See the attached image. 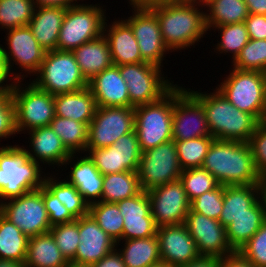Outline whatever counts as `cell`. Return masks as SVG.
<instances>
[{
    "label": "cell",
    "mask_w": 266,
    "mask_h": 267,
    "mask_svg": "<svg viewBox=\"0 0 266 267\" xmlns=\"http://www.w3.org/2000/svg\"><path fill=\"white\" fill-rule=\"evenodd\" d=\"M219 185H265L248 142L214 140L201 166Z\"/></svg>",
    "instance_id": "6da1fadb"
},
{
    "label": "cell",
    "mask_w": 266,
    "mask_h": 267,
    "mask_svg": "<svg viewBox=\"0 0 266 267\" xmlns=\"http://www.w3.org/2000/svg\"><path fill=\"white\" fill-rule=\"evenodd\" d=\"M202 5L200 0L175 1L150 8L156 14L163 41L170 52L190 48L207 34L206 12L199 9Z\"/></svg>",
    "instance_id": "7a4b0ae2"
},
{
    "label": "cell",
    "mask_w": 266,
    "mask_h": 267,
    "mask_svg": "<svg viewBox=\"0 0 266 267\" xmlns=\"http://www.w3.org/2000/svg\"><path fill=\"white\" fill-rule=\"evenodd\" d=\"M188 91L202 104L210 135L215 140L248 142L260 122L233 106L217 89L213 93Z\"/></svg>",
    "instance_id": "3957f363"
},
{
    "label": "cell",
    "mask_w": 266,
    "mask_h": 267,
    "mask_svg": "<svg viewBox=\"0 0 266 267\" xmlns=\"http://www.w3.org/2000/svg\"><path fill=\"white\" fill-rule=\"evenodd\" d=\"M41 166L28 158L19 145L0 148V203L39 189L44 185ZM44 177V178H42Z\"/></svg>",
    "instance_id": "277c9868"
},
{
    "label": "cell",
    "mask_w": 266,
    "mask_h": 267,
    "mask_svg": "<svg viewBox=\"0 0 266 267\" xmlns=\"http://www.w3.org/2000/svg\"><path fill=\"white\" fill-rule=\"evenodd\" d=\"M216 89L240 111L266 122V73L233 68Z\"/></svg>",
    "instance_id": "5b68a950"
},
{
    "label": "cell",
    "mask_w": 266,
    "mask_h": 267,
    "mask_svg": "<svg viewBox=\"0 0 266 267\" xmlns=\"http://www.w3.org/2000/svg\"><path fill=\"white\" fill-rule=\"evenodd\" d=\"M22 78L24 79V74L13 75V78H10L13 80L10 94L15 106L17 134L24 130L28 132L49 126L55 117L54 95L38 89L32 82L21 88Z\"/></svg>",
    "instance_id": "8992f818"
},
{
    "label": "cell",
    "mask_w": 266,
    "mask_h": 267,
    "mask_svg": "<svg viewBox=\"0 0 266 267\" xmlns=\"http://www.w3.org/2000/svg\"><path fill=\"white\" fill-rule=\"evenodd\" d=\"M36 74L32 83L54 96L88 87L74 54L69 51H46Z\"/></svg>",
    "instance_id": "52a82bcc"
},
{
    "label": "cell",
    "mask_w": 266,
    "mask_h": 267,
    "mask_svg": "<svg viewBox=\"0 0 266 267\" xmlns=\"http://www.w3.org/2000/svg\"><path fill=\"white\" fill-rule=\"evenodd\" d=\"M134 113L142 152L172 140L173 88L156 102L134 107Z\"/></svg>",
    "instance_id": "ba28073f"
},
{
    "label": "cell",
    "mask_w": 266,
    "mask_h": 267,
    "mask_svg": "<svg viewBox=\"0 0 266 267\" xmlns=\"http://www.w3.org/2000/svg\"><path fill=\"white\" fill-rule=\"evenodd\" d=\"M67 8L59 32L58 51L72 52L80 45L92 41L103 34L106 20L102 6L79 4Z\"/></svg>",
    "instance_id": "9c48e42d"
},
{
    "label": "cell",
    "mask_w": 266,
    "mask_h": 267,
    "mask_svg": "<svg viewBox=\"0 0 266 267\" xmlns=\"http://www.w3.org/2000/svg\"><path fill=\"white\" fill-rule=\"evenodd\" d=\"M161 69L147 62L119 66L127 85L130 107L156 102L175 86L165 79Z\"/></svg>",
    "instance_id": "30bf717a"
},
{
    "label": "cell",
    "mask_w": 266,
    "mask_h": 267,
    "mask_svg": "<svg viewBox=\"0 0 266 267\" xmlns=\"http://www.w3.org/2000/svg\"><path fill=\"white\" fill-rule=\"evenodd\" d=\"M0 213L28 237L48 233L52 227L43 202L42 186L0 203Z\"/></svg>",
    "instance_id": "8fae6325"
},
{
    "label": "cell",
    "mask_w": 266,
    "mask_h": 267,
    "mask_svg": "<svg viewBox=\"0 0 266 267\" xmlns=\"http://www.w3.org/2000/svg\"><path fill=\"white\" fill-rule=\"evenodd\" d=\"M181 173L177 147L173 140L142 152L137 170L142 190L148 191L177 181Z\"/></svg>",
    "instance_id": "7c38bea8"
},
{
    "label": "cell",
    "mask_w": 266,
    "mask_h": 267,
    "mask_svg": "<svg viewBox=\"0 0 266 267\" xmlns=\"http://www.w3.org/2000/svg\"><path fill=\"white\" fill-rule=\"evenodd\" d=\"M135 128L134 107H97L88 125L86 149L112 146L122 135Z\"/></svg>",
    "instance_id": "4fadbf2b"
},
{
    "label": "cell",
    "mask_w": 266,
    "mask_h": 267,
    "mask_svg": "<svg viewBox=\"0 0 266 267\" xmlns=\"http://www.w3.org/2000/svg\"><path fill=\"white\" fill-rule=\"evenodd\" d=\"M211 136L202 104L186 88L173 87L172 140Z\"/></svg>",
    "instance_id": "5bb4252c"
},
{
    "label": "cell",
    "mask_w": 266,
    "mask_h": 267,
    "mask_svg": "<svg viewBox=\"0 0 266 267\" xmlns=\"http://www.w3.org/2000/svg\"><path fill=\"white\" fill-rule=\"evenodd\" d=\"M89 158L102 175L125 171L137 172L142 155L135 130L122 135L109 147L86 149Z\"/></svg>",
    "instance_id": "9a60e30c"
},
{
    "label": "cell",
    "mask_w": 266,
    "mask_h": 267,
    "mask_svg": "<svg viewBox=\"0 0 266 267\" xmlns=\"http://www.w3.org/2000/svg\"><path fill=\"white\" fill-rule=\"evenodd\" d=\"M7 32L8 50L2 46L1 51L8 76L11 74L12 77L11 69H13L14 62L25 73L36 75L44 60L46 50L35 39L28 25L7 30Z\"/></svg>",
    "instance_id": "2e32d148"
},
{
    "label": "cell",
    "mask_w": 266,
    "mask_h": 267,
    "mask_svg": "<svg viewBox=\"0 0 266 267\" xmlns=\"http://www.w3.org/2000/svg\"><path fill=\"white\" fill-rule=\"evenodd\" d=\"M151 215L157 227L185 222L190 201L180 180L157 186L147 191Z\"/></svg>",
    "instance_id": "e0dca14e"
},
{
    "label": "cell",
    "mask_w": 266,
    "mask_h": 267,
    "mask_svg": "<svg viewBox=\"0 0 266 267\" xmlns=\"http://www.w3.org/2000/svg\"><path fill=\"white\" fill-rule=\"evenodd\" d=\"M133 15L124 20L132 29L138 42L142 59L163 67L164 55L169 49L165 45L156 14L149 8H133Z\"/></svg>",
    "instance_id": "ac0fdd59"
},
{
    "label": "cell",
    "mask_w": 266,
    "mask_h": 267,
    "mask_svg": "<svg viewBox=\"0 0 266 267\" xmlns=\"http://www.w3.org/2000/svg\"><path fill=\"white\" fill-rule=\"evenodd\" d=\"M184 224L194 239L200 256L222 259L235 253L228 242L226 229L219 220L197 212H188Z\"/></svg>",
    "instance_id": "d6986e66"
},
{
    "label": "cell",
    "mask_w": 266,
    "mask_h": 267,
    "mask_svg": "<svg viewBox=\"0 0 266 267\" xmlns=\"http://www.w3.org/2000/svg\"><path fill=\"white\" fill-rule=\"evenodd\" d=\"M161 261L179 267L200 257L196 243L185 224L157 227Z\"/></svg>",
    "instance_id": "ffe728a7"
},
{
    "label": "cell",
    "mask_w": 266,
    "mask_h": 267,
    "mask_svg": "<svg viewBox=\"0 0 266 267\" xmlns=\"http://www.w3.org/2000/svg\"><path fill=\"white\" fill-rule=\"evenodd\" d=\"M123 215L122 240L156 236L157 226L151 215L147 191L116 202Z\"/></svg>",
    "instance_id": "44dd1931"
},
{
    "label": "cell",
    "mask_w": 266,
    "mask_h": 267,
    "mask_svg": "<svg viewBox=\"0 0 266 267\" xmlns=\"http://www.w3.org/2000/svg\"><path fill=\"white\" fill-rule=\"evenodd\" d=\"M79 240L77 252L71 263L92 266L116 248V242L90 214L79 218Z\"/></svg>",
    "instance_id": "7402d4cb"
},
{
    "label": "cell",
    "mask_w": 266,
    "mask_h": 267,
    "mask_svg": "<svg viewBox=\"0 0 266 267\" xmlns=\"http://www.w3.org/2000/svg\"><path fill=\"white\" fill-rule=\"evenodd\" d=\"M30 143L29 150H27L23 145L28 158H31L36 163L48 165H58L65 166L71 163L73 157L76 158L74 154H71L67 148L62 143L61 139L57 134L51 129L50 126H44L41 128H36L28 132Z\"/></svg>",
    "instance_id": "603a6c76"
},
{
    "label": "cell",
    "mask_w": 266,
    "mask_h": 267,
    "mask_svg": "<svg viewBox=\"0 0 266 267\" xmlns=\"http://www.w3.org/2000/svg\"><path fill=\"white\" fill-rule=\"evenodd\" d=\"M97 107H130L127 85L119 66L112 65L88 81Z\"/></svg>",
    "instance_id": "cb8c5ba5"
},
{
    "label": "cell",
    "mask_w": 266,
    "mask_h": 267,
    "mask_svg": "<svg viewBox=\"0 0 266 267\" xmlns=\"http://www.w3.org/2000/svg\"><path fill=\"white\" fill-rule=\"evenodd\" d=\"M111 24L104 23L103 35L107 38L113 65L145 62L131 27L124 20H115Z\"/></svg>",
    "instance_id": "d4e9b609"
},
{
    "label": "cell",
    "mask_w": 266,
    "mask_h": 267,
    "mask_svg": "<svg viewBox=\"0 0 266 267\" xmlns=\"http://www.w3.org/2000/svg\"><path fill=\"white\" fill-rule=\"evenodd\" d=\"M266 221V192L250 207L225 227L228 242L237 252Z\"/></svg>",
    "instance_id": "484cf974"
},
{
    "label": "cell",
    "mask_w": 266,
    "mask_h": 267,
    "mask_svg": "<svg viewBox=\"0 0 266 267\" xmlns=\"http://www.w3.org/2000/svg\"><path fill=\"white\" fill-rule=\"evenodd\" d=\"M67 8L35 6L33 16L28 24L33 36L46 50H56L59 32Z\"/></svg>",
    "instance_id": "4316f807"
},
{
    "label": "cell",
    "mask_w": 266,
    "mask_h": 267,
    "mask_svg": "<svg viewBox=\"0 0 266 267\" xmlns=\"http://www.w3.org/2000/svg\"><path fill=\"white\" fill-rule=\"evenodd\" d=\"M54 108L55 116L70 118L88 126L95 115L97 104L91 90L85 87L78 91L55 95Z\"/></svg>",
    "instance_id": "83f0119b"
},
{
    "label": "cell",
    "mask_w": 266,
    "mask_h": 267,
    "mask_svg": "<svg viewBox=\"0 0 266 267\" xmlns=\"http://www.w3.org/2000/svg\"><path fill=\"white\" fill-rule=\"evenodd\" d=\"M266 185H228L224 186L223 209L220 223L226 227L240 214L247 213L264 193Z\"/></svg>",
    "instance_id": "f1b7e54d"
},
{
    "label": "cell",
    "mask_w": 266,
    "mask_h": 267,
    "mask_svg": "<svg viewBox=\"0 0 266 267\" xmlns=\"http://www.w3.org/2000/svg\"><path fill=\"white\" fill-rule=\"evenodd\" d=\"M87 81L113 65L107 38L100 37L86 42L72 51Z\"/></svg>",
    "instance_id": "f546056e"
},
{
    "label": "cell",
    "mask_w": 266,
    "mask_h": 267,
    "mask_svg": "<svg viewBox=\"0 0 266 267\" xmlns=\"http://www.w3.org/2000/svg\"><path fill=\"white\" fill-rule=\"evenodd\" d=\"M77 162L71 167V173L67 182L74 185L78 192L83 196L84 200L89 204L101 201L103 175L95 167L93 161L86 154L78 158ZM98 198V199H97Z\"/></svg>",
    "instance_id": "4dcf8cb0"
},
{
    "label": "cell",
    "mask_w": 266,
    "mask_h": 267,
    "mask_svg": "<svg viewBox=\"0 0 266 267\" xmlns=\"http://www.w3.org/2000/svg\"><path fill=\"white\" fill-rule=\"evenodd\" d=\"M68 263L50 232L29 237L25 267H66Z\"/></svg>",
    "instance_id": "1f68e13d"
},
{
    "label": "cell",
    "mask_w": 266,
    "mask_h": 267,
    "mask_svg": "<svg viewBox=\"0 0 266 267\" xmlns=\"http://www.w3.org/2000/svg\"><path fill=\"white\" fill-rule=\"evenodd\" d=\"M206 28L209 31L214 27L233 23H243L249 15L244 0H206Z\"/></svg>",
    "instance_id": "d6a6232c"
},
{
    "label": "cell",
    "mask_w": 266,
    "mask_h": 267,
    "mask_svg": "<svg viewBox=\"0 0 266 267\" xmlns=\"http://www.w3.org/2000/svg\"><path fill=\"white\" fill-rule=\"evenodd\" d=\"M124 241L118 252L126 267H149L161 261L157 236Z\"/></svg>",
    "instance_id": "836d02e7"
},
{
    "label": "cell",
    "mask_w": 266,
    "mask_h": 267,
    "mask_svg": "<svg viewBox=\"0 0 266 267\" xmlns=\"http://www.w3.org/2000/svg\"><path fill=\"white\" fill-rule=\"evenodd\" d=\"M142 191L137 172L125 171L103 175L101 201L116 203Z\"/></svg>",
    "instance_id": "e575fe53"
},
{
    "label": "cell",
    "mask_w": 266,
    "mask_h": 267,
    "mask_svg": "<svg viewBox=\"0 0 266 267\" xmlns=\"http://www.w3.org/2000/svg\"><path fill=\"white\" fill-rule=\"evenodd\" d=\"M29 237L0 213V259L25 262Z\"/></svg>",
    "instance_id": "d590c367"
},
{
    "label": "cell",
    "mask_w": 266,
    "mask_h": 267,
    "mask_svg": "<svg viewBox=\"0 0 266 267\" xmlns=\"http://www.w3.org/2000/svg\"><path fill=\"white\" fill-rule=\"evenodd\" d=\"M49 126L71 154L80 153V151L84 153L86 151L88 126L85 123L55 116Z\"/></svg>",
    "instance_id": "8d00e7d4"
},
{
    "label": "cell",
    "mask_w": 266,
    "mask_h": 267,
    "mask_svg": "<svg viewBox=\"0 0 266 267\" xmlns=\"http://www.w3.org/2000/svg\"><path fill=\"white\" fill-rule=\"evenodd\" d=\"M51 176L45 177L44 185L59 199L70 214L75 219L89 214V204L84 200L77 188L66 180L59 181L57 177L55 178V175L54 178Z\"/></svg>",
    "instance_id": "74e56055"
},
{
    "label": "cell",
    "mask_w": 266,
    "mask_h": 267,
    "mask_svg": "<svg viewBox=\"0 0 266 267\" xmlns=\"http://www.w3.org/2000/svg\"><path fill=\"white\" fill-rule=\"evenodd\" d=\"M89 214L97 224L116 242L122 240L123 215L116 203L96 202L89 205Z\"/></svg>",
    "instance_id": "f35d334b"
},
{
    "label": "cell",
    "mask_w": 266,
    "mask_h": 267,
    "mask_svg": "<svg viewBox=\"0 0 266 267\" xmlns=\"http://www.w3.org/2000/svg\"><path fill=\"white\" fill-rule=\"evenodd\" d=\"M35 4L33 0H0L1 29H14L29 24Z\"/></svg>",
    "instance_id": "ab89813d"
},
{
    "label": "cell",
    "mask_w": 266,
    "mask_h": 267,
    "mask_svg": "<svg viewBox=\"0 0 266 267\" xmlns=\"http://www.w3.org/2000/svg\"><path fill=\"white\" fill-rule=\"evenodd\" d=\"M214 140L212 136H203L190 140L174 141L181 169L201 167Z\"/></svg>",
    "instance_id": "60d3db41"
},
{
    "label": "cell",
    "mask_w": 266,
    "mask_h": 267,
    "mask_svg": "<svg viewBox=\"0 0 266 267\" xmlns=\"http://www.w3.org/2000/svg\"><path fill=\"white\" fill-rule=\"evenodd\" d=\"M179 180L190 202L219 186L215 177L202 167L182 170Z\"/></svg>",
    "instance_id": "b9f144b4"
},
{
    "label": "cell",
    "mask_w": 266,
    "mask_h": 267,
    "mask_svg": "<svg viewBox=\"0 0 266 267\" xmlns=\"http://www.w3.org/2000/svg\"><path fill=\"white\" fill-rule=\"evenodd\" d=\"M232 66L238 70L266 73V40L250 39L232 61Z\"/></svg>",
    "instance_id": "7bdbcfd3"
},
{
    "label": "cell",
    "mask_w": 266,
    "mask_h": 267,
    "mask_svg": "<svg viewBox=\"0 0 266 267\" xmlns=\"http://www.w3.org/2000/svg\"><path fill=\"white\" fill-rule=\"evenodd\" d=\"M221 32V40L216 45V51L231 53L234 60L242 48L250 40L245 23H233L214 27Z\"/></svg>",
    "instance_id": "ee69618b"
},
{
    "label": "cell",
    "mask_w": 266,
    "mask_h": 267,
    "mask_svg": "<svg viewBox=\"0 0 266 267\" xmlns=\"http://www.w3.org/2000/svg\"><path fill=\"white\" fill-rule=\"evenodd\" d=\"M51 235L65 259L70 262L74 257L80 243L79 218L73 222L57 224L51 227Z\"/></svg>",
    "instance_id": "f6af8a7d"
},
{
    "label": "cell",
    "mask_w": 266,
    "mask_h": 267,
    "mask_svg": "<svg viewBox=\"0 0 266 267\" xmlns=\"http://www.w3.org/2000/svg\"><path fill=\"white\" fill-rule=\"evenodd\" d=\"M224 185L208 191L190 202V211L205 215L211 219L219 220L223 209Z\"/></svg>",
    "instance_id": "bcb514c9"
},
{
    "label": "cell",
    "mask_w": 266,
    "mask_h": 267,
    "mask_svg": "<svg viewBox=\"0 0 266 267\" xmlns=\"http://www.w3.org/2000/svg\"><path fill=\"white\" fill-rule=\"evenodd\" d=\"M237 252L255 267H266V221Z\"/></svg>",
    "instance_id": "7dc6e473"
},
{
    "label": "cell",
    "mask_w": 266,
    "mask_h": 267,
    "mask_svg": "<svg viewBox=\"0 0 266 267\" xmlns=\"http://www.w3.org/2000/svg\"><path fill=\"white\" fill-rule=\"evenodd\" d=\"M253 154L255 168L266 181V122L260 123L248 141Z\"/></svg>",
    "instance_id": "c3c4849f"
},
{
    "label": "cell",
    "mask_w": 266,
    "mask_h": 267,
    "mask_svg": "<svg viewBox=\"0 0 266 267\" xmlns=\"http://www.w3.org/2000/svg\"><path fill=\"white\" fill-rule=\"evenodd\" d=\"M42 196L51 226L76 220L45 185L42 186Z\"/></svg>",
    "instance_id": "681fc988"
},
{
    "label": "cell",
    "mask_w": 266,
    "mask_h": 267,
    "mask_svg": "<svg viewBox=\"0 0 266 267\" xmlns=\"http://www.w3.org/2000/svg\"><path fill=\"white\" fill-rule=\"evenodd\" d=\"M15 106L10 92L0 93V138L16 134Z\"/></svg>",
    "instance_id": "f907efd6"
},
{
    "label": "cell",
    "mask_w": 266,
    "mask_h": 267,
    "mask_svg": "<svg viewBox=\"0 0 266 267\" xmlns=\"http://www.w3.org/2000/svg\"><path fill=\"white\" fill-rule=\"evenodd\" d=\"M250 39L266 40V16L249 14L244 21Z\"/></svg>",
    "instance_id": "816d5d0a"
},
{
    "label": "cell",
    "mask_w": 266,
    "mask_h": 267,
    "mask_svg": "<svg viewBox=\"0 0 266 267\" xmlns=\"http://www.w3.org/2000/svg\"><path fill=\"white\" fill-rule=\"evenodd\" d=\"M92 267H126V265L116 247L100 261L93 264Z\"/></svg>",
    "instance_id": "f5cc1de1"
},
{
    "label": "cell",
    "mask_w": 266,
    "mask_h": 267,
    "mask_svg": "<svg viewBox=\"0 0 266 267\" xmlns=\"http://www.w3.org/2000/svg\"><path fill=\"white\" fill-rule=\"evenodd\" d=\"M220 267H255L248 260L244 259L238 252L221 259Z\"/></svg>",
    "instance_id": "db71d44e"
},
{
    "label": "cell",
    "mask_w": 266,
    "mask_h": 267,
    "mask_svg": "<svg viewBox=\"0 0 266 267\" xmlns=\"http://www.w3.org/2000/svg\"><path fill=\"white\" fill-rule=\"evenodd\" d=\"M220 262L221 259L217 257L200 256L199 258L179 267H220Z\"/></svg>",
    "instance_id": "11a10c76"
},
{
    "label": "cell",
    "mask_w": 266,
    "mask_h": 267,
    "mask_svg": "<svg viewBox=\"0 0 266 267\" xmlns=\"http://www.w3.org/2000/svg\"><path fill=\"white\" fill-rule=\"evenodd\" d=\"M80 1V0H79ZM35 6L69 8L76 5L77 0H33Z\"/></svg>",
    "instance_id": "9f6ffc18"
},
{
    "label": "cell",
    "mask_w": 266,
    "mask_h": 267,
    "mask_svg": "<svg viewBox=\"0 0 266 267\" xmlns=\"http://www.w3.org/2000/svg\"><path fill=\"white\" fill-rule=\"evenodd\" d=\"M249 14H259L266 16V0H244Z\"/></svg>",
    "instance_id": "6f0895ef"
},
{
    "label": "cell",
    "mask_w": 266,
    "mask_h": 267,
    "mask_svg": "<svg viewBox=\"0 0 266 267\" xmlns=\"http://www.w3.org/2000/svg\"><path fill=\"white\" fill-rule=\"evenodd\" d=\"M2 45H0V93H3V92H10L11 91V86H12V83L9 85L6 83V85L4 84L6 81H8V73L6 71V68H5V64H4V60H3V57H2Z\"/></svg>",
    "instance_id": "680465c9"
},
{
    "label": "cell",
    "mask_w": 266,
    "mask_h": 267,
    "mask_svg": "<svg viewBox=\"0 0 266 267\" xmlns=\"http://www.w3.org/2000/svg\"><path fill=\"white\" fill-rule=\"evenodd\" d=\"M132 8H152L159 5L171 3V0H129Z\"/></svg>",
    "instance_id": "91938a15"
},
{
    "label": "cell",
    "mask_w": 266,
    "mask_h": 267,
    "mask_svg": "<svg viewBox=\"0 0 266 267\" xmlns=\"http://www.w3.org/2000/svg\"><path fill=\"white\" fill-rule=\"evenodd\" d=\"M0 267H25V265L18 261L0 259Z\"/></svg>",
    "instance_id": "94428289"
},
{
    "label": "cell",
    "mask_w": 266,
    "mask_h": 267,
    "mask_svg": "<svg viewBox=\"0 0 266 267\" xmlns=\"http://www.w3.org/2000/svg\"><path fill=\"white\" fill-rule=\"evenodd\" d=\"M149 267H171V266L165 262L160 261V262L153 264Z\"/></svg>",
    "instance_id": "6125c7cd"
},
{
    "label": "cell",
    "mask_w": 266,
    "mask_h": 267,
    "mask_svg": "<svg viewBox=\"0 0 266 267\" xmlns=\"http://www.w3.org/2000/svg\"><path fill=\"white\" fill-rule=\"evenodd\" d=\"M66 267H92V266H90V265L76 264V263L69 262Z\"/></svg>",
    "instance_id": "be15d7a7"
},
{
    "label": "cell",
    "mask_w": 266,
    "mask_h": 267,
    "mask_svg": "<svg viewBox=\"0 0 266 267\" xmlns=\"http://www.w3.org/2000/svg\"><path fill=\"white\" fill-rule=\"evenodd\" d=\"M175 1H179V2L182 1V2H183V1H198V0H171V3H172V2H175Z\"/></svg>",
    "instance_id": "e7e4bbea"
}]
</instances>
